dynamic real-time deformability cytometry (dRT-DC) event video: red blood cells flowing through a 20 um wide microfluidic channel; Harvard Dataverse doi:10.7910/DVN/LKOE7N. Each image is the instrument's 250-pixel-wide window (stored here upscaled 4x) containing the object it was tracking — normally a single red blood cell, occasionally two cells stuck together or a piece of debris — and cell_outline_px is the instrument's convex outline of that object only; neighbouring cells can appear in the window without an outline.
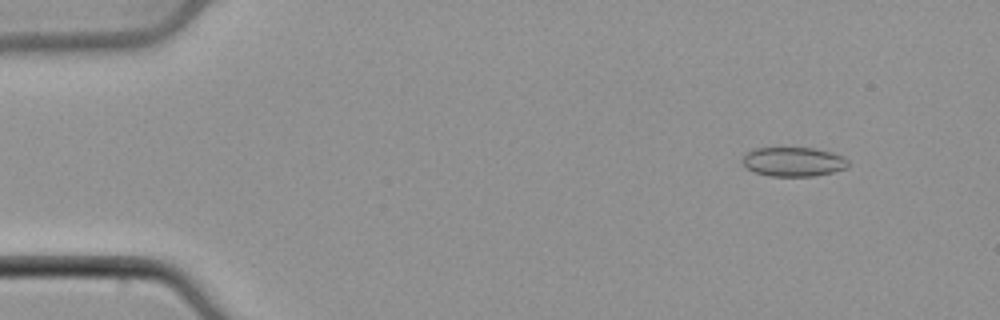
{"species": "common noctule bat (a hibernating species)", "species_latin": "Nyctalus noctula", "temperature_condition": "cold", "stored_images_in_passage": 50, "camera_frame_rate_fps": 3000, "um_per_image_px": 0.085, "animal": {"sex": "male", "body_mass_g": 21.5, "forearm_length_mm": 52.0}, "frame": {"image": 1, "passage_image": 6, "time_ms": 1.667, "image_size_px": [1000, 320], "cell_outline_px": [[848, 168], [832, 172], [812, 176], [772, 176], [752, 172], [744, 168], [740, 160], [748, 152], [756, 148], [812, 148], [844, 156], [848, 160]], "centroid_in_image_um": [67.4, 13.76], "position_along_channel_um": 17.6, "area_um2": 18.09}}
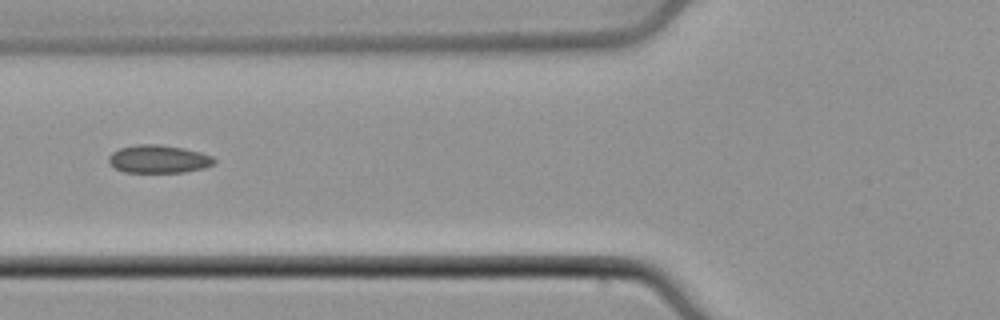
{"frame": {"image": 2, "passage_image": 20, "time_ms": 6.333, "image_size_px": [1000, 320], "cell_outline_px": [[216, 160], [212, 164], [204, 168], [184, 172], [124, 172], [116, 168], [108, 160], [108, 156], [112, 152], [120, 148], [136, 144], [160, 144], [184, 148], [200, 152], [212, 156]], "centroid_in_image_um": [13.48, 13.51], "position_along_channel_um": 112.3, "area_um2": 17.17}}
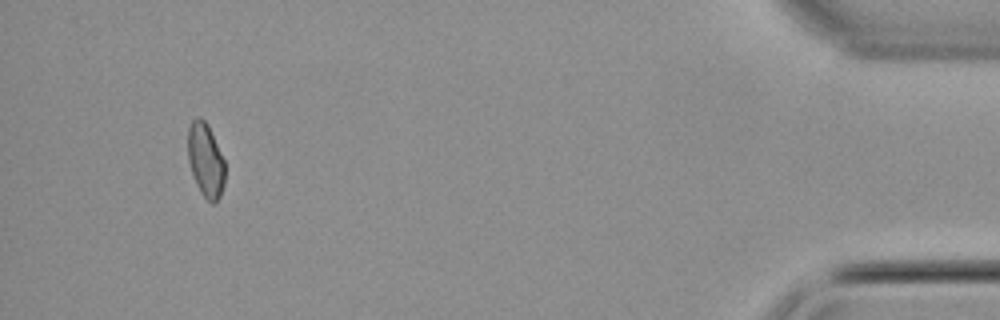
{"frame": {"image": 3, "passage_image": 47, "time_ms": 15.333, "image_size_px": [1000, 320], "cell_outline_px": [[224, 184], [220, 196], [216, 204], [212, 204], [200, 192], [196, 184], [188, 160], [188, 128], [192, 120], [196, 116], [200, 116], [208, 124], [224, 160]], "centroid_in_image_um": [17.47, 13.6], "position_along_channel_um": 417.7, "area_um2": 16.01}}